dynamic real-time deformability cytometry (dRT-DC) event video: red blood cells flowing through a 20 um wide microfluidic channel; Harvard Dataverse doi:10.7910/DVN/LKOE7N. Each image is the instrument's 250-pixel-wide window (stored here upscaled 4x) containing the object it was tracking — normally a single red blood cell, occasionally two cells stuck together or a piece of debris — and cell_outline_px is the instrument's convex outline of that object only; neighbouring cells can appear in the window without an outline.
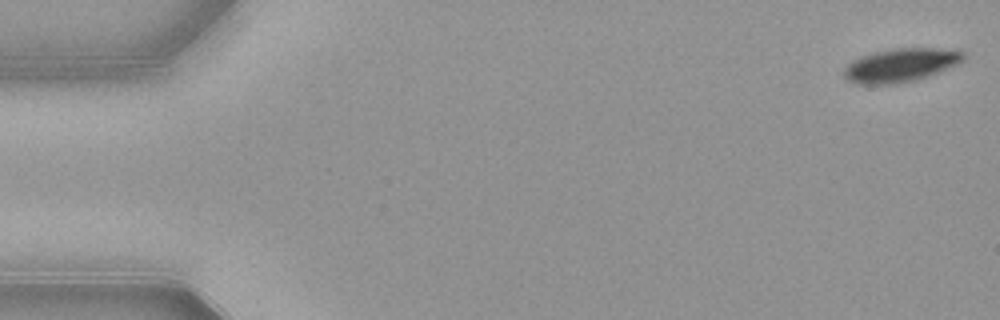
{"species": "common noctule bat (a hibernating species)", "species_latin": "Nyctalus noctula", "temperature_condition": "warm", "stored_images_in_passage": 53, "camera_frame_rate_fps": 3000, "um_per_image_px": 0.085, "animal": {"sex": "female", "body_mass_g": 21.9}, "frame": {"image": 1, "passage_image": 1, "time_ms": 0.0, "image_size_px": [1000, 320], "cell_outline_px": [[964, 60], [960, 64], [940, 72], [916, 80], [896, 84], [856, 84], [848, 80], [844, 76], [844, 68], [852, 60], [860, 56], [892, 48], [956, 48], [964, 52]], "centroid_in_image_um": [76.62, 5.53], "position_along_channel_um": 8.4, "area_um2": 23.76}}
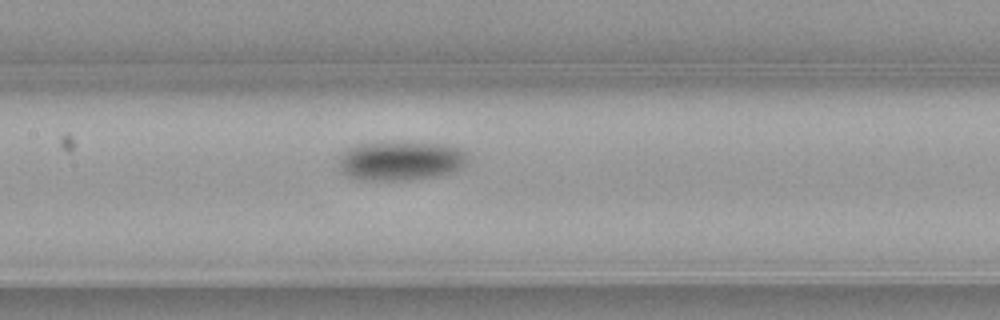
{"frame": {"image": 2, "passage_image": 25, "time_ms": 8.0, "image_size_px": [1000, 320], "cell_outline_px": [[468, 156], [464, 164], [456, 172], [432, 176], [400, 180], [364, 180], [348, 176], [340, 172], [340, 160], [344, 152], [348, 148], [356, 144], [404, 140], [444, 144], [460, 148]], "centroid_in_image_um": [34.06, 13.63], "position_along_channel_um": 173.3, "area_um2": 29.88}}
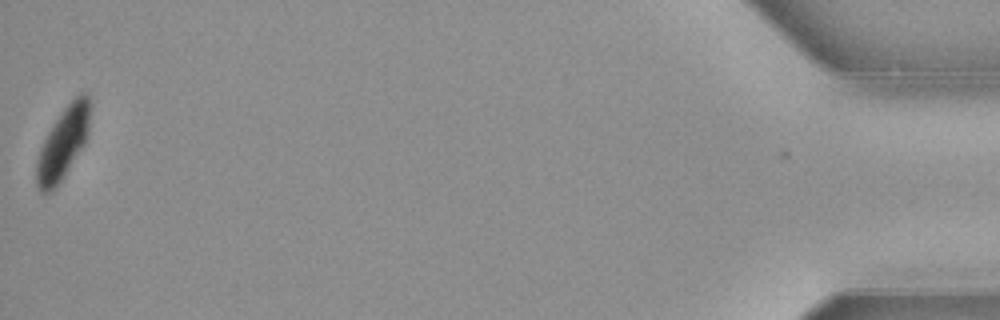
{"frame": {"image": 3, "passage_image": 53, "time_ms": 17.333, "image_size_px": [1000, 320], "cell_outline_px": [[92, 108], [88, 132], [84, 144], [64, 176], [56, 188], [52, 192], [40, 192], [36, 184], [36, 164], [40, 148], [48, 132], [60, 112], [80, 92], [84, 92], [88, 96]], "centroid_in_image_um": [5.37, 12.16], "position_along_channel_um": 429.8, "area_um2": 22.43}, "authors_computed_cell_mechanics": {"area_um2": 26.1256, "velocity_mm_per_s": 3.8598, "shape_relaxation_time_tau1_ms": 2.8228, "shape_relaxation_time_tau2_ms": null, "deformation_change_tau1": 0.1169, "deformation_change_tau2": null}}